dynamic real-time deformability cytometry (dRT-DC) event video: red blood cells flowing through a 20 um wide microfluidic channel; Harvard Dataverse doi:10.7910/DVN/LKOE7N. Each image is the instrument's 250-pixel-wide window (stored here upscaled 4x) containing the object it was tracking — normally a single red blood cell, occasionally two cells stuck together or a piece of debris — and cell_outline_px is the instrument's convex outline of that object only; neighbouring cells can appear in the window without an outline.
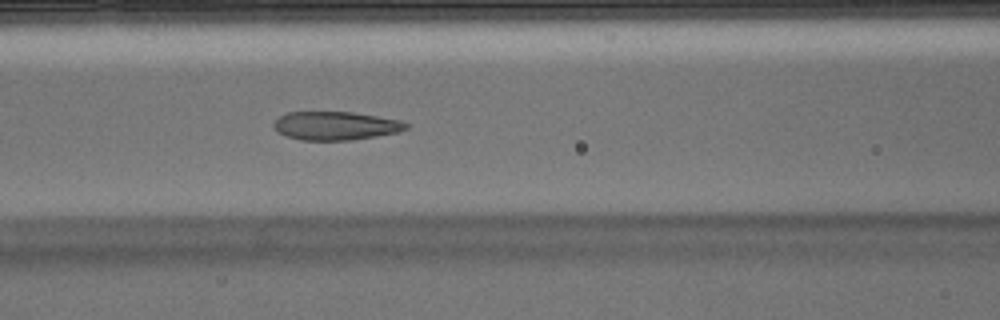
{"species": "Egyptian fruit bat (a non-hibernating species)", "species_latin": "Rousettus aegyptiacus", "temperature_condition": "warm", "stored_images_in_passage": 36, "camera_frame_rate_fps": 3000, "um_per_image_px": 0.085, "animal": {"sex": "male"}, "frame": {"image": 1, "passage_image": 6, "time_ms": 1.667, "image_size_px": [1000, 320], "cell_outline_px": [[408, 128], [396, 132], [376, 136], [352, 140], [300, 140], [288, 136], [280, 132], [272, 124], [280, 116], [288, 112], [352, 112], [400, 120], [408, 124]], "centroid_in_image_um": [28.53, 10.69], "position_along_channel_um": 138.1, "area_um2": 21.68}}
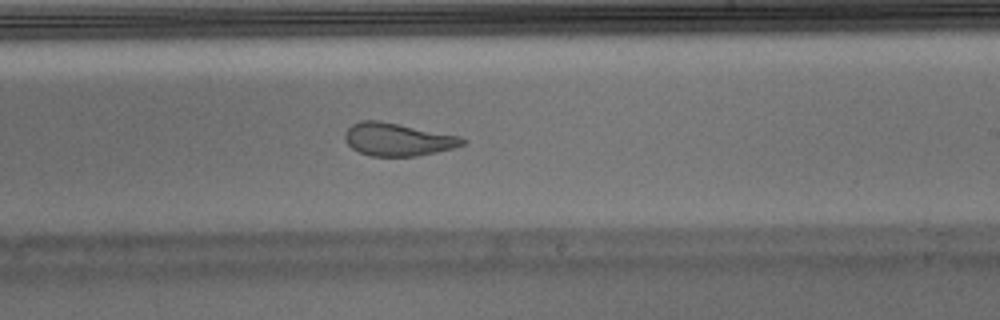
{"frame": {"image": 2, "passage_image": 15, "time_ms": 4.667, "image_size_px": [1000, 320], "cell_outline_px": [[468, 140], [464, 144], [452, 148], [436, 152], [416, 156], [372, 156], [360, 152], [352, 148], [348, 144], [344, 136], [344, 132], [352, 124], [360, 120], [380, 120], [460, 136]], "centroid_in_image_um": [33.8, 11.84], "position_along_channel_um": 255.2, "area_um2": 22.48}}
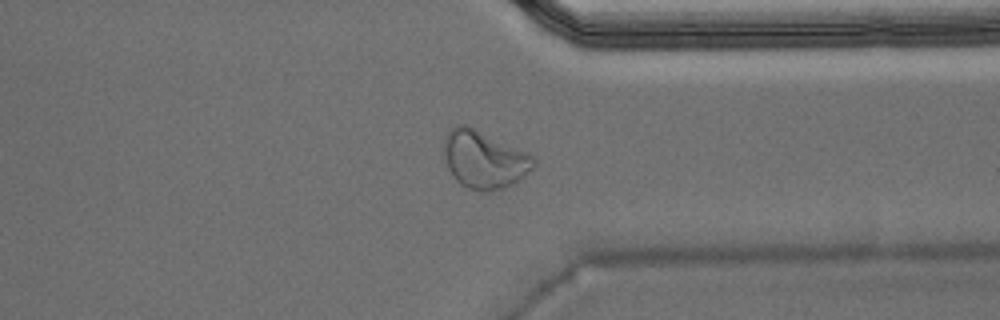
{"frame": {"image": 3, "passage_image": 24, "time_ms": 7.667, "image_size_px": [1000, 320], "cell_outline_px": [[536, 164], [520, 180], [504, 188], [492, 192], [480, 192], [468, 188], [460, 184], [452, 176], [448, 168], [444, 156], [444, 136], [456, 124], [468, 124], [528, 152], [536, 156]], "centroid_in_image_um": [41.16, 13.55], "position_along_channel_um": 370.2, "area_um2": 30.81}}